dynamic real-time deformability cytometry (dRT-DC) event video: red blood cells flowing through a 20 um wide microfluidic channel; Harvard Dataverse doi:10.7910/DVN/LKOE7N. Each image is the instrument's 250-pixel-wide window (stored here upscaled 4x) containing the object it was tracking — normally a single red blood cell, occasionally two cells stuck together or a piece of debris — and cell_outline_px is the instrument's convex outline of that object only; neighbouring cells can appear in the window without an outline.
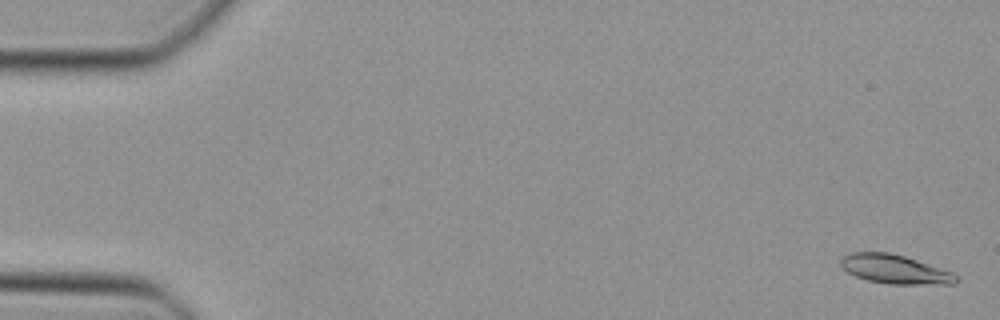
{"species": "Egyptian fruit bat (a non-hibernating species)", "species_latin": "Rousettus aegyptiacus", "temperature_condition": "cold", "stored_images_in_passage": 48, "camera_frame_rate_fps": 3000, "um_per_image_px": 0.085, "animal": {"sex": "female"}, "frame": {"image": 1, "passage_image": 2, "time_ms": 0.333, "image_size_px": [1000, 320], "cell_outline_px": [[960, 280], [956, 284], [892, 284], [868, 280], [856, 276], [848, 272], [840, 264], [840, 260], [844, 256], [852, 252], [888, 252], [904, 256], [952, 272]], "centroid_in_image_um": [76.08, 22.89], "position_along_channel_um": 8.9, "area_um2": 19.25}}
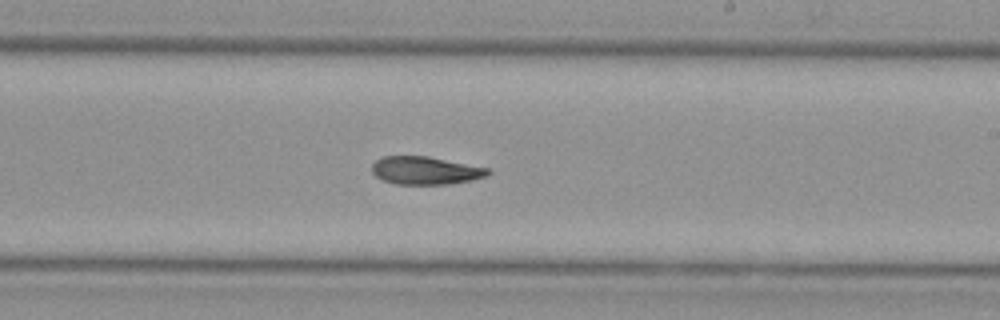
{"frame": {"image": 2, "passage_image": 29, "time_ms": 9.333, "image_size_px": [1000, 320], "cell_outline_px": [[492, 172], [488, 176], [472, 180], [448, 184], [396, 184], [384, 180], [376, 176], [372, 172], [372, 164], [376, 160], [384, 156], [428, 156], [488, 168]], "centroid_in_image_um": [36.18, 14.49], "position_along_channel_um": 252.8, "area_um2": 18.84}}
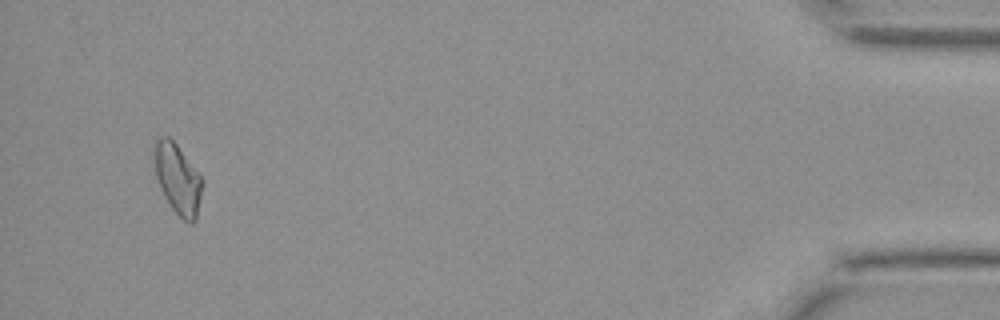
{"frame": {"image": 3, "passage_image": 46, "time_ms": 15.0, "image_size_px": [1000, 320], "cell_outline_px": [[204, 184], [196, 220], [192, 224], [188, 224], [172, 208], [164, 196], [160, 188], [156, 176], [156, 140], [160, 136], [168, 136], [176, 144], [200, 172], [204, 180]], "centroid_in_image_um": [15.17, 15.25], "position_along_channel_um": 420.0, "area_um2": 19.59}}